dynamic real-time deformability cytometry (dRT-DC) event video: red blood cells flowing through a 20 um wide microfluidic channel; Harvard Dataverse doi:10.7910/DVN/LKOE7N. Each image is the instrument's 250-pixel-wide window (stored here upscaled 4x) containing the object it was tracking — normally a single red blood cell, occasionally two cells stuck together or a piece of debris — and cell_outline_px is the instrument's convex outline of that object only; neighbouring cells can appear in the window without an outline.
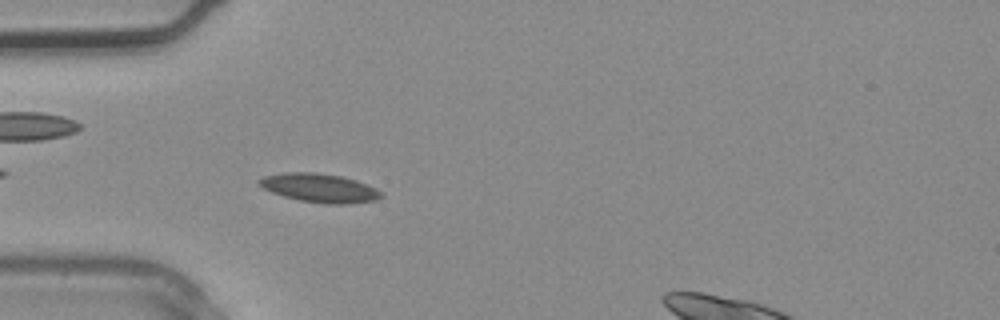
{"species": "common noctule bat (a hibernating species)", "species_latin": "Nyctalus noctula", "temperature_condition": "warm", "stored_images_in_passage": 4, "camera_frame_rate_fps": 3000, "um_per_image_px": 0.085, "animal": {"sex": "male", "body_mass_g": 20.4}, "frame": {"image": 1, "passage_image": 3, "time_ms": 0.667, "image_size_px": [1000, 320], "cell_outline_px": [[384, 196], [376, 200], [348, 204], [324, 204], [300, 200], [284, 196], [272, 192], [264, 188], [256, 180], [264, 176], [284, 172], [316, 172], [340, 176], [356, 180], [376, 188]], "centroid_in_image_um": [27.17, 15.97], "position_along_channel_um": 57.8, "area_um2": 20.4}}